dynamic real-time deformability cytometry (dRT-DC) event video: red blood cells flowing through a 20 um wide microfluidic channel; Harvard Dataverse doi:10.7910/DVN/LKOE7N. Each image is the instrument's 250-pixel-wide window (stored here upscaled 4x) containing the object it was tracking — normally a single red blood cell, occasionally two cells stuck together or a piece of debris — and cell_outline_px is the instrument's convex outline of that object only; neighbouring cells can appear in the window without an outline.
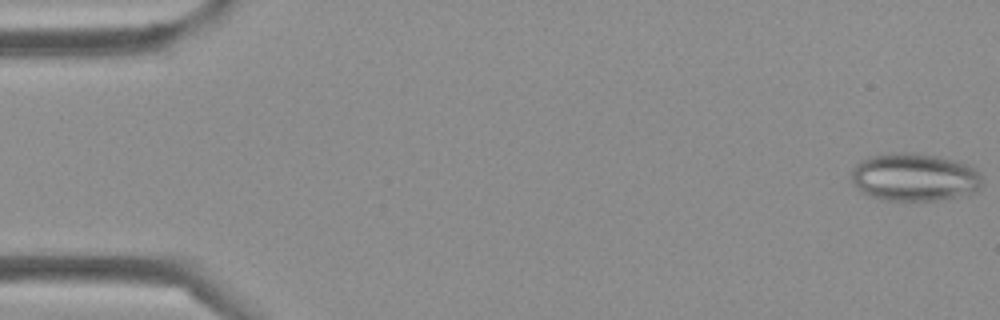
{"species": "Egyptian fruit bat (a non-hibernating species)", "species_latin": "Rousettus aegyptiacus", "temperature_condition": "cold", "stored_images_in_passage": 13, "camera_frame_rate_fps": 3000, "um_per_image_px": 0.085, "frame": {"image": 1, "passage_image": 1, "time_ms": 0.0, "image_size_px": [1000, 320], "cell_outline_px": [[984, 180], [968, 196], [940, 200], [880, 200], [868, 196], [860, 192], [852, 180], [852, 168], [860, 160], [868, 156], [888, 152], [912, 152], [940, 156], [968, 164], [976, 168]], "centroid_in_image_um": [77.72, 15.05], "position_along_channel_um": 7.3, "area_um2": 37.22}}